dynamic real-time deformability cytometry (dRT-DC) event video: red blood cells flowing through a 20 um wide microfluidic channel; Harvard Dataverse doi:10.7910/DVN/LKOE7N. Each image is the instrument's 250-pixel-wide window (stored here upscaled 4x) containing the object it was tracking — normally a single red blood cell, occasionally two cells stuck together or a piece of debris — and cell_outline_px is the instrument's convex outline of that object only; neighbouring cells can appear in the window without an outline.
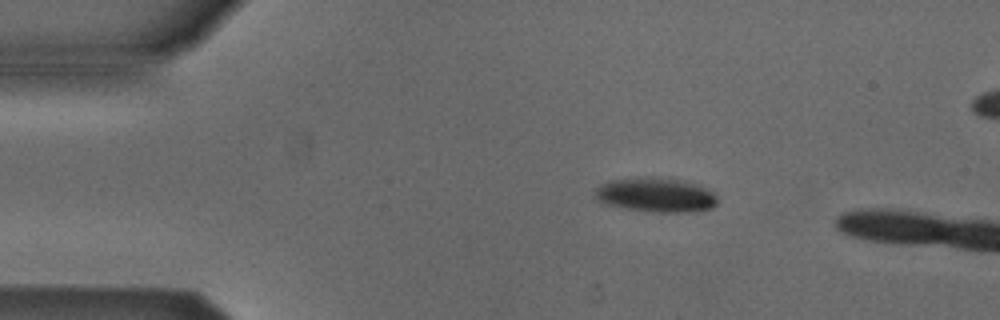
{"species": "Egyptian fruit bat (a non-hibernating species)", "species_latin": "Rousettus aegyptiacus", "temperature_condition": "cold", "stored_images_in_passage": 3, "camera_frame_rate_fps": 3000, "um_per_image_px": 0.085, "animal": {"sex": "male"}, "frame": {"image": 1, "passage_image": 2, "time_ms": 0.333, "image_size_px": [1000, 320], "cell_outline_px": [[716, 204], [712, 208], [688, 212], [652, 212], [624, 208], [604, 204], [596, 200], [592, 196], [596, 188], [600, 184], [612, 180], [688, 180], [700, 184], [708, 188], [716, 196]], "centroid_in_image_um": [55.75, 16.62], "position_along_channel_um": 29.2, "area_um2": 23.99}}